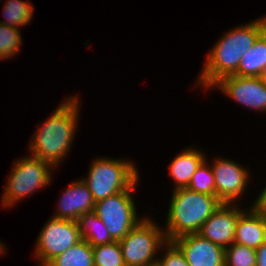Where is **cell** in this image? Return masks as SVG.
<instances>
[{"instance_id":"6da1fadb","label":"cell","mask_w":266,"mask_h":266,"mask_svg":"<svg viewBox=\"0 0 266 266\" xmlns=\"http://www.w3.org/2000/svg\"><path fill=\"white\" fill-rule=\"evenodd\" d=\"M265 30L266 16H263L223 33L207 52L196 86L204 91L212 90L222 78L235 75L241 58Z\"/></svg>"},{"instance_id":"7a4b0ae2","label":"cell","mask_w":266,"mask_h":266,"mask_svg":"<svg viewBox=\"0 0 266 266\" xmlns=\"http://www.w3.org/2000/svg\"><path fill=\"white\" fill-rule=\"evenodd\" d=\"M64 99L54 112L40 123L27 146L30 156L47 161L55 168L60 167L67 153L71 151L82 108L79 101L81 98L77 94L66 96Z\"/></svg>"},{"instance_id":"3957f363","label":"cell","mask_w":266,"mask_h":266,"mask_svg":"<svg viewBox=\"0 0 266 266\" xmlns=\"http://www.w3.org/2000/svg\"><path fill=\"white\" fill-rule=\"evenodd\" d=\"M163 226L167 241L199 233L203 223L222 204L216 197L189 188L173 190Z\"/></svg>"},{"instance_id":"277c9868","label":"cell","mask_w":266,"mask_h":266,"mask_svg":"<svg viewBox=\"0 0 266 266\" xmlns=\"http://www.w3.org/2000/svg\"><path fill=\"white\" fill-rule=\"evenodd\" d=\"M140 177L137 165L126 158L96 157L90 164L88 186L95 202L128 190Z\"/></svg>"},{"instance_id":"5b68a950","label":"cell","mask_w":266,"mask_h":266,"mask_svg":"<svg viewBox=\"0 0 266 266\" xmlns=\"http://www.w3.org/2000/svg\"><path fill=\"white\" fill-rule=\"evenodd\" d=\"M12 164L1 197V205L6 209L13 208L42 187H48L53 180L52 171L56 169L51 163L30 155Z\"/></svg>"},{"instance_id":"8992f818","label":"cell","mask_w":266,"mask_h":266,"mask_svg":"<svg viewBox=\"0 0 266 266\" xmlns=\"http://www.w3.org/2000/svg\"><path fill=\"white\" fill-rule=\"evenodd\" d=\"M125 266H156L161 247L167 242L163 226L145 216L118 241Z\"/></svg>"},{"instance_id":"52a82bcc","label":"cell","mask_w":266,"mask_h":266,"mask_svg":"<svg viewBox=\"0 0 266 266\" xmlns=\"http://www.w3.org/2000/svg\"><path fill=\"white\" fill-rule=\"evenodd\" d=\"M140 178L126 191L107 197L95 203L94 212L106 226L115 241L121 240L145 217L136 211L133 191L137 188Z\"/></svg>"},{"instance_id":"ba28073f","label":"cell","mask_w":266,"mask_h":266,"mask_svg":"<svg viewBox=\"0 0 266 266\" xmlns=\"http://www.w3.org/2000/svg\"><path fill=\"white\" fill-rule=\"evenodd\" d=\"M82 240L76 221L50 217L37 235L34 256L45 266L55 256Z\"/></svg>"},{"instance_id":"9c48e42d","label":"cell","mask_w":266,"mask_h":266,"mask_svg":"<svg viewBox=\"0 0 266 266\" xmlns=\"http://www.w3.org/2000/svg\"><path fill=\"white\" fill-rule=\"evenodd\" d=\"M211 167L215 179V196L222 203H238L245 196L247 186L250 183L249 169L242 163L222 156L214 157ZM244 193V194H243ZM240 197V198H239Z\"/></svg>"},{"instance_id":"30bf717a","label":"cell","mask_w":266,"mask_h":266,"mask_svg":"<svg viewBox=\"0 0 266 266\" xmlns=\"http://www.w3.org/2000/svg\"><path fill=\"white\" fill-rule=\"evenodd\" d=\"M214 88L243 107L266 113V82L262 77L231 75L218 81Z\"/></svg>"},{"instance_id":"8fae6325","label":"cell","mask_w":266,"mask_h":266,"mask_svg":"<svg viewBox=\"0 0 266 266\" xmlns=\"http://www.w3.org/2000/svg\"><path fill=\"white\" fill-rule=\"evenodd\" d=\"M237 203H222L203 223L199 235L224 249L234 243L235 228L240 213L245 209Z\"/></svg>"},{"instance_id":"7c38bea8","label":"cell","mask_w":266,"mask_h":266,"mask_svg":"<svg viewBox=\"0 0 266 266\" xmlns=\"http://www.w3.org/2000/svg\"><path fill=\"white\" fill-rule=\"evenodd\" d=\"M184 253L189 266H224V251L198 233L187 234L173 240Z\"/></svg>"},{"instance_id":"4fadbf2b","label":"cell","mask_w":266,"mask_h":266,"mask_svg":"<svg viewBox=\"0 0 266 266\" xmlns=\"http://www.w3.org/2000/svg\"><path fill=\"white\" fill-rule=\"evenodd\" d=\"M68 185L57 202L56 213L51 217L76 221L81 215L93 212L96 202L81 178Z\"/></svg>"},{"instance_id":"5bb4252c","label":"cell","mask_w":266,"mask_h":266,"mask_svg":"<svg viewBox=\"0 0 266 266\" xmlns=\"http://www.w3.org/2000/svg\"><path fill=\"white\" fill-rule=\"evenodd\" d=\"M266 241V218L252 205L237 220L234 243L256 250Z\"/></svg>"},{"instance_id":"9a60e30c","label":"cell","mask_w":266,"mask_h":266,"mask_svg":"<svg viewBox=\"0 0 266 266\" xmlns=\"http://www.w3.org/2000/svg\"><path fill=\"white\" fill-rule=\"evenodd\" d=\"M205 156L201 149L189 146L171 160L168 169L170 178L173 179V190L188 187L193 174L207 158Z\"/></svg>"},{"instance_id":"2e32d148","label":"cell","mask_w":266,"mask_h":266,"mask_svg":"<svg viewBox=\"0 0 266 266\" xmlns=\"http://www.w3.org/2000/svg\"><path fill=\"white\" fill-rule=\"evenodd\" d=\"M76 222L81 238L87 241L91 247L115 241L94 211L81 215Z\"/></svg>"},{"instance_id":"e0dca14e","label":"cell","mask_w":266,"mask_h":266,"mask_svg":"<svg viewBox=\"0 0 266 266\" xmlns=\"http://www.w3.org/2000/svg\"><path fill=\"white\" fill-rule=\"evenodd\" d=\"M266 63V30L257 38L253 47L241 58L235 75L260 77Z\"/></svg>"},{"instance_id":"ac0fdd59","label":"cell","mask_w":266,"mask_h":266,"mask_svg":"<svg viewBox=\"0 0 266 266\" xmlns=\"http://www.w3.org/2000/svg\"><path fill=\"white\" fill-rule=\"evenodd\" d=\"M45 266H94L93 248L82 239L65 252L55 256Z\"/></svg>"},{"instance_id":"d6986e66","label":"cell","mask_w":266,"mask_h":266,"mask_svg":"<svg viewBox=\"0 0 266 266\" xmlns=\"http://www.w3.org/2000/svg\"><path fill=\"white\" fill-rule=\"evenodd\" d=\"M5 1L2 9L4 20H0V23L19 29L31 24L34 10H36L33 3H30L29 0Z\"/></svg>"},{"instance_id":"ffe728a7","label":"cell","mask_w":266,"mask_h":266,"mask_svg":"<svg viewBox=\"0 0 266 266\" xmlns=\"http://www.w3.org/2000/svg\"><path fill=\"white\" fill-rule=\"evenodd\" d=\"M22 43L21 29L0 23V60L16 57Z\"/></svg>"},{"instance_id":"44dd1931","label":"cell","mask_w":266,"mask_h":266,"mask_svg":"<svg viewBox=\"0 0 266 266\" xmlns=\"http://www.w3.org/2000/svg\"><path fill=\"white\" fill-rule=\"evenodd\" d=\"M92 248L94 266H125L118 241Z\"/></svg>"},{"instance_id":"7402d4cb","label":"cell","mask_w":266,"mask_h":266,"mask_svg":"<svg viewBox=\"0 0 266 266\" xmlns=\"http://www.w3.org/2000/svg\"><path fill=\"white\" fill-rule=\"evenodd\" d=\"M207 159L208 158H206L197 168L187 188L199 193L215 196L214 174L211 164H208Z\"/></svg>"},{"instance_id":"603a6c76","label":"cell","mask_w":266,"mask_h":266,"mask_svg":"<svg viewBox=\"0 0 266 266\" xmlns=\"http://www.w3.org/2000/svg\"><path fill=\"white\" fill-rule=\"evenodd\" d=\"M224 266H256V250L233 243L225 248Z\"/></svg>"},{"instance_id":"cb8c5ba5","label":"cell","mask_w":266,"mask_h":266,"mask_svg":"<svg viewBox=\"0 0 266 266\" xmlns=\"http://www.w3.org/2000/svg\"><path fill=\"white\" fill-rule=\"evenodd\" d=\"M161 249L165 252L157 258L156 266H189L184 253L173 241H167Z\"/></svg>"},{"instance_id":"d4e9b609","label":"cell","mask_w":266,"mask_h":266,"mask_svg":"<svg viewBox=\"0 0 266 266\" xmlns=\"http://www.w3.org/2000/svg\"><path fill=\"white\" fill-rule=\"evenodd\" d=\"M264 186L250 206L253 205L266 218V184Z\"/></svg>"},{"instance_id":"484cf974","label":"cell","mask_w":266,"mask_h":266,"mask_svg":"<svg viewBox=\"0 0 266 266\" xmlns=\"http://www.w3.org/2000/svg\"><path fill=\"white\" fill-rule=\"evenodd\" d=\"M256 266H266V241L256 249Z\"/></svg>"},{"instance_id":"4316f807","label":"cell","mask_w":266,"mask_h":266,"mask_svg":"<svg viewBox=\"0 0 266 266\" xmlns=\"http://www.w3.org/2000/svg\"><path fill=\"white\" fill-rule=\"evenodd\" d=\"M6 244H4L3 242H0V256L2 255H4V253L6 252V246H5Z\"/></svg>"},{"instance_id":"83f0119b","label":"cell","mask_w":266,"mask_h":266,"mask_svg":"<svg viewBox=\"0 0 266 266\" xmlns=\"http://www.w3.org/2000/svg\"><path fill=\"white\" fill-rule=\"evenodd\" d=\"M260 77H262L263 79L266 77V63Z\"/></svg>"}]
</instances>
